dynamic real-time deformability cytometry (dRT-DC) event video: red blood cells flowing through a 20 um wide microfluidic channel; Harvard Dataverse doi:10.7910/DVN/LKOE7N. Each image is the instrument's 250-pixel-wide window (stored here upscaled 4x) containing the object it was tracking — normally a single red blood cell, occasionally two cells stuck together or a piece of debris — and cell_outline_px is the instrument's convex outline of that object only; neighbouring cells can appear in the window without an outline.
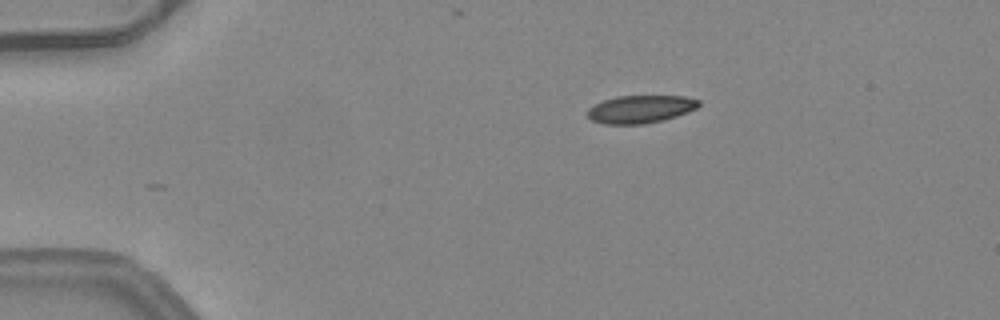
{"species": "common noctule bat (a hibernating species)", "species_latin": "Nyctalus noctula", "temperature_condition": "warm", "stored_images_in_passage": 13, "camera_frame_rate_fps": 3000, "um_per_image_px": 0.085, "animal": {"sex": "female", "body_mass_g": 24.6, "forearm_length_mm": 56.2}, "frame": {"image": 1, "passage_image": 1, "time_ms": 0.0, "image_size_px": [1000, 320], "cell_outline_px": [[700, 104], [696, 108], [688, 112], [664, 120], [644, 124], [604, 124], [592, 120], [588, 116], [588, 108], [604, 100], [616, 96], [684, 96], [700, 100]], "centroid_in_image_um": [54.46, 9.28], "position_along_channel_um": 30.5, "area_um2": 17.98}}